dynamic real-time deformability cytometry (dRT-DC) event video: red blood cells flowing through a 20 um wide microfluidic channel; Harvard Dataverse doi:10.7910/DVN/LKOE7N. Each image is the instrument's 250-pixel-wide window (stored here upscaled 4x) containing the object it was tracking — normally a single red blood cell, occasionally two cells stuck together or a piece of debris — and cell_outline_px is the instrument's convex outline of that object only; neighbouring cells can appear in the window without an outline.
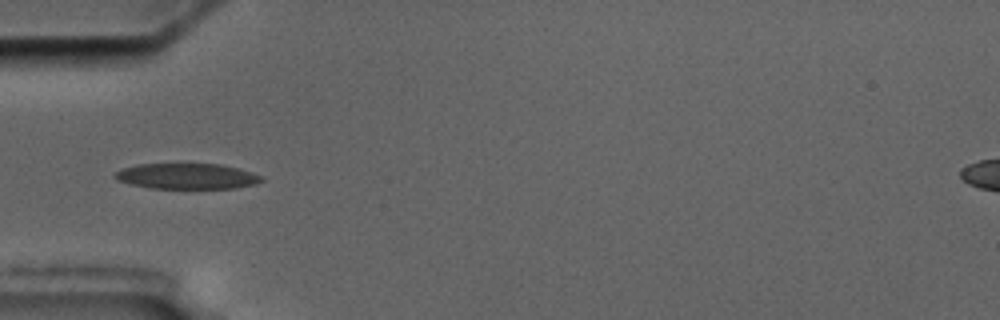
{"species": "common noctule bat (a hibernating species)", "species_latin": "Nyctalus noctula", "temperature_condition": "cold", "stored_images_in_passage": 8, "camera_frame_rate_fps": 3000, "um_per_image_px": 0.085, "animal": {"sex": "male", "body_mass_g": 17.5, "forearm_length_mm": 52.3}, "frame": {"image": 1, "passage_image": 4, "time_ms": 5.0, "image_size_px": [1000, 320], "cell_outline_px": [[264, 180], [256, 184], [236, 188], [148, 188], [116, 180], [112, 176], [120, 168], [136, 164], [220, 164], [252, 172], [260, 176]], "centroid_in_image_um": [15.84, 14.97], "position_along_channel_um": 69.2, "area_um2": 21.91}}
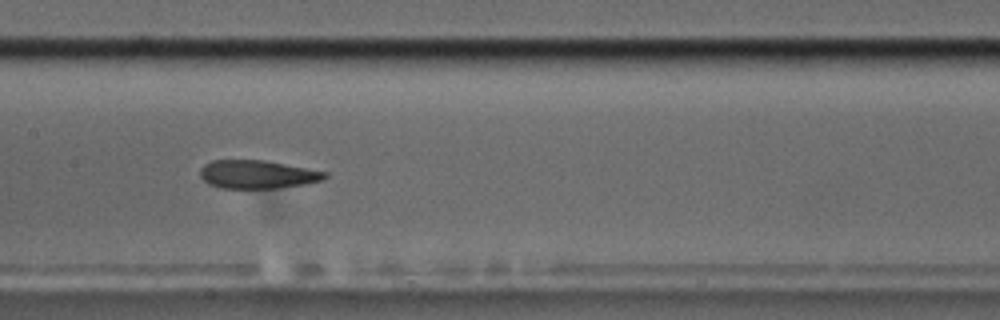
{"frame": {"image": 2, "passage_image": 7, "time_ms": 8.333, "image_size_px": [1000, 320], "cell_outline_px": [[328, 176], [320, 180], [304, 184], [276, 188], [220, 188], [208, 184], [200, 176], [200, 168], [204, 164], [212, 160], [264, 160], [328, 172]], "centroid_in_image_um": [21.84, 14.82], "position_along_channel_um": 185.6, "area_um2": 20.52}}
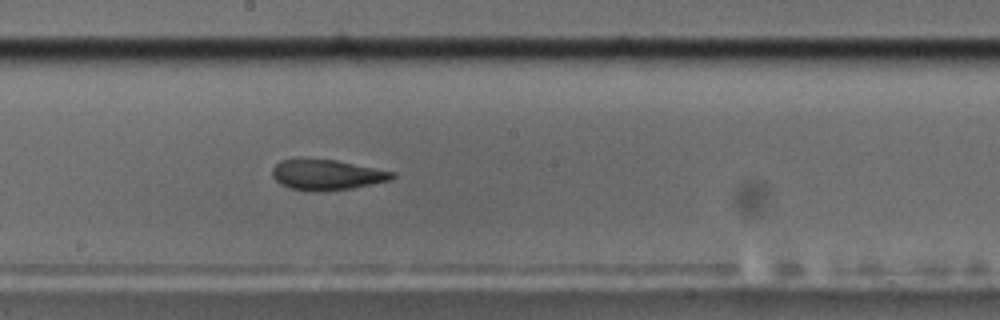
{"frame": {"image": 3, "passage_image": 8, "time_ms": 9.333, "image_size_px": [1000, 320], "cell_outline_px": [[396, 176], [392, 180], [352, 188], [316, 192], [308, 192], [288, 188], [280, 184], [272, 176], [272, 168], [280, 160], [336, 160], [396, 172]], "centroid_in_image_um": [27.79, 14.88], "position_along_channel_um": 220.4, "area_um2": 21.27}}